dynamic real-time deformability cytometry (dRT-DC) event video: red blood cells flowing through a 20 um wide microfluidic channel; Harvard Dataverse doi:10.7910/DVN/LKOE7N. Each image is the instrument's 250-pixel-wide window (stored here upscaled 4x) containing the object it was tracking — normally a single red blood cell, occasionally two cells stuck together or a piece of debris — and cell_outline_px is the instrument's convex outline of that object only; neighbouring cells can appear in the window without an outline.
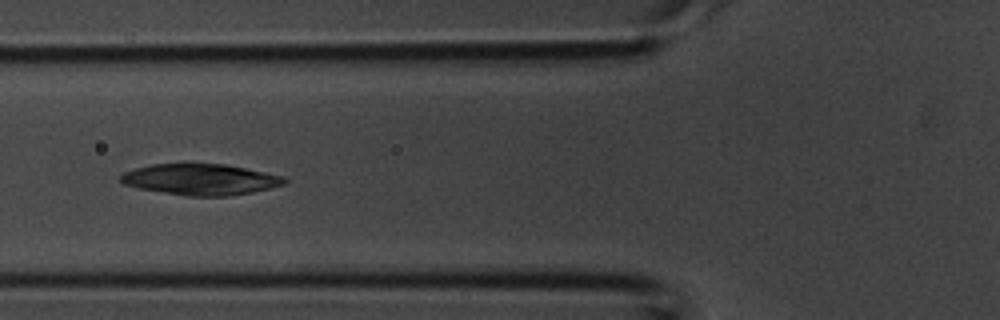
{"species": "common noctule bat (a hibernating species)", "species_latin": "Nyctalus noctula", "temperature_condition": "room temperature", "stored_images_in_passage": 4, "camera_frame_rate_fps": 3000, "um_per_image_px": 0.085, "animal": {"sex": "male", "body_mass_g": 20.1, "forearm_length_mm": 53.5}, "frame": {"image": 1, "passage_image": 4, "time_ms": 1.0, "image_size_px": [1000, 320], "cell_outline_px": [[288, 180], [284, 184], [252, 192], [228, 196], [188, 196], [140, 188], [124, 184], [120, 180], [120, 176], [124, 172], [136, 168], [152, 164], [184, 160], [224, 164], [284, 176]], "centroid_in_image_um": [17.01, 15.2], "position_along_channel_um": 108.8, "area_um2": 30.29}}